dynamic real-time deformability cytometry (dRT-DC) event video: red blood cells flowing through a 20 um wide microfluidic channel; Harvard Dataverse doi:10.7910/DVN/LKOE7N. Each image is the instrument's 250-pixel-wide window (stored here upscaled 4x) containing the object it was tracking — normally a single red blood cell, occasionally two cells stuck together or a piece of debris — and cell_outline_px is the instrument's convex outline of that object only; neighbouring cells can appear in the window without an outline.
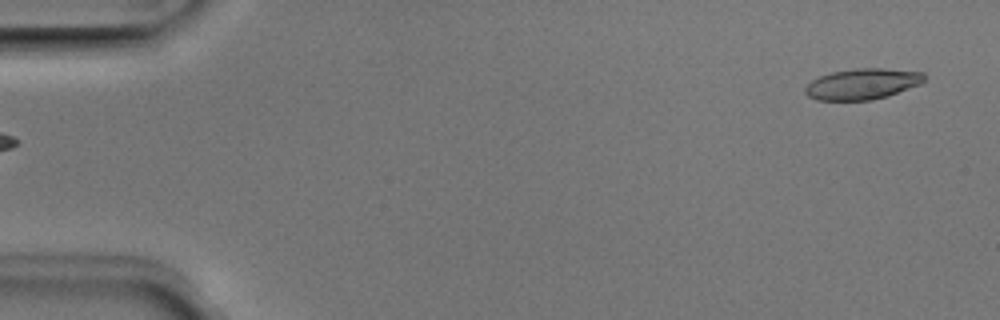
{"species": "Egyptian fruit bat (a non-hibernating species)", "species_latin": "Rousettus aegyptiacus", "temperature_condition": "room temperature", "stored_images_in_passage": 49, "camera_frame_rate_fps": 3000, "um_per_image_px": 0.085, "animal": {"sex": "male"}, "frame": {"image": 1, "passage_image": 1, "time_ms": 0.0, "image_size_px": [1000, 320], "cell_outline_px": [[924, 80], [920, 84], [888, 96], [872, 100], [816, 100], [808, 96], [804, 92], [804, 88], [812, 80], [820, 76], [832, 72], [856, 68], [880, 68], [924, 72]], "centroid_in_image_um": [73.29, 7.14], "position_along_channel_um": 11.7, "area_um2": 21.39}}
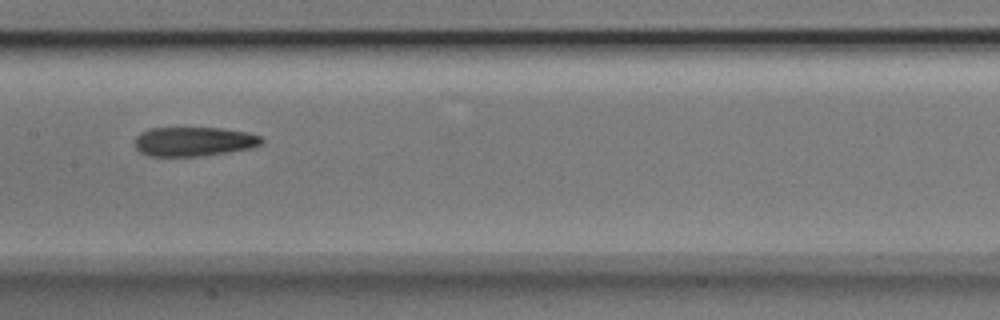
{"frame": {"image": 2, "passage_image": 24, "time_ms": 7.667, "image_size_px": [1000, 320], "cell_outline_px": [[264, 140], [260, 144], [248, 148], [228, 152], [200, 156], [148, 156], [140, 152], [136, 148], [136, 136], [140, 132], [148, 128], [220, 128], [248, 132], [260, 136]], "centroid_in_image_um": [16.44, 12.02], "position_along_channel_um": 191.0, "area_um2": 21.56}}
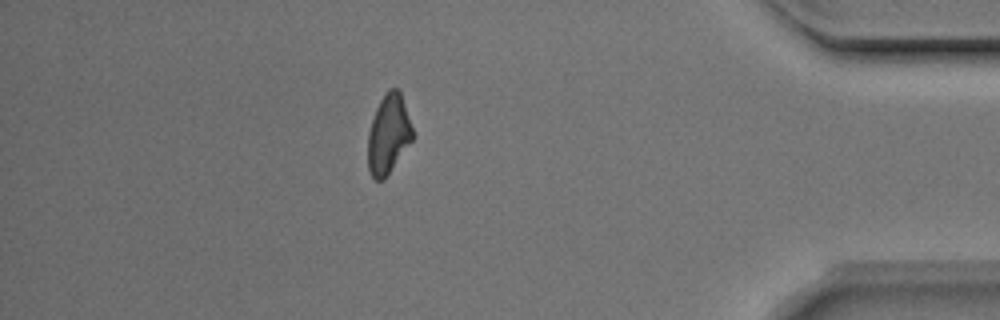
{"frame": {"image": 3, "passage_image": 43, "time_ms": 14.0, "image_size_px": [1000, 320], "cell_outline_px": [[412, 140], [384, 180], [376, 180], [372, 176], [368, 168], [368, 132], [376, 108], [380, 100], [388, 88], [400, 88], [412, 128]], "centroid_in_image_um": [33.01, 11.38], "position_along_channel_um": 402.2, "area_um2": 20.52}, "authors_computed_cell_mechanics": {"area_um2": 21.7906, "velocity_mm_per_s": 3.9728, "shape_relaxation_time_tau1_ms": 9.7969, "shape_relaxation_time_tau2_ms": 4.9293, "deformation_change_tau1": 0.2394, "deformation_change_tau2": 0.1495}}